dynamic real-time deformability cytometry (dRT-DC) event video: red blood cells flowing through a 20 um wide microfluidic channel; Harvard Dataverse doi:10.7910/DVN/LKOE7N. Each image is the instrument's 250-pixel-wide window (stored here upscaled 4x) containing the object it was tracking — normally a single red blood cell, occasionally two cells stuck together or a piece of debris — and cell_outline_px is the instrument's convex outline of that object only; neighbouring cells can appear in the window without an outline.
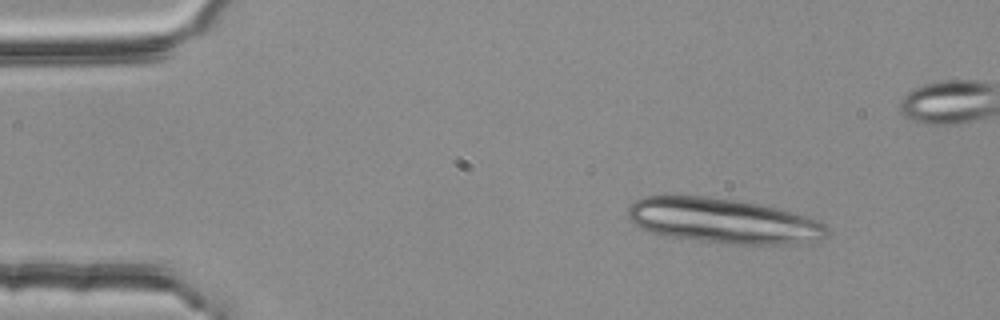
{"species": "common noctule bat (a hibernating species)", "species_latin": "Nyctalus noctula", "temperature_condition": "room temperature", "stored_images_in_passage": 3, "camera_frame_rate_fps": 3000, "um_per_image_px": 0.085, "animal": {"sex": "female", "body_mass_g": 25.1}, "frame": {"image": 1, "passage_image": 1, "time_ms": 0.0, "image_size_px": [1000, 320], "cell_outline_px": [[828, 228], [824, 236], [820, 240], [780, 244], [736, 244], [660, 236], [648, 232], [640, 228], [628, 216], [628, 208], [636, 200], [644, 196], [704, 196], [736, 200], [760, 204], [776, 208], [804, 216], [816, 220], [824, 224]], "centroid_in_image_um": [61.41, 18.77], "position_along_channel_um": 23.6, "area_um2": 51.73}}